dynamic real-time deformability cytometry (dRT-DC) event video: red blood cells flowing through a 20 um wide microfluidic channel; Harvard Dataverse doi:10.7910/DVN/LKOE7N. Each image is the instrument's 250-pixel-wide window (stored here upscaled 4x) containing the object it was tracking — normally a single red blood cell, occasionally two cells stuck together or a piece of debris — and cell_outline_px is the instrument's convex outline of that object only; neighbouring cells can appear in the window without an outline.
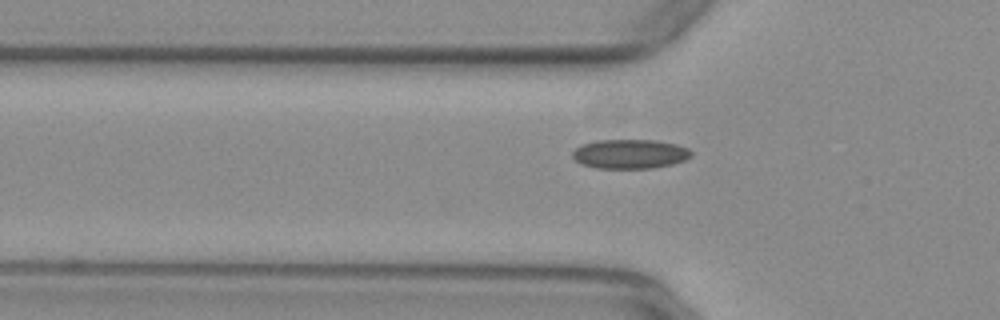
{"species": "common noctule bat (a hibernating species)", "species_latin": "Nyctalus noctula", "temperature_condition": "warm", "stored_images_in_passage": 33, "camera_frame_rate_fps": 3000, "um_per_image_px": 0.085, "animal": {"sex": "female", "body_mass_g": 29.2, "forearm_length_mm": 56.3}, "frame": {"image": 1, "passage_image": 3, "time_ms": 0.667, "image_size_px": [1000, 320], "cell_outline_px": [[692, 156], [684, 160], [672, 164], [652, 168], [596, 168], [580, 164], [572, 156], [572, 152], [580, 144], [596, 140], [656, 140], [676, 144], [688, 148], [692, 152]], "centroid_in_image_um": [53.53, 13.08], "position_along_channel_um": 72.3, "area_um2": 20.4}}
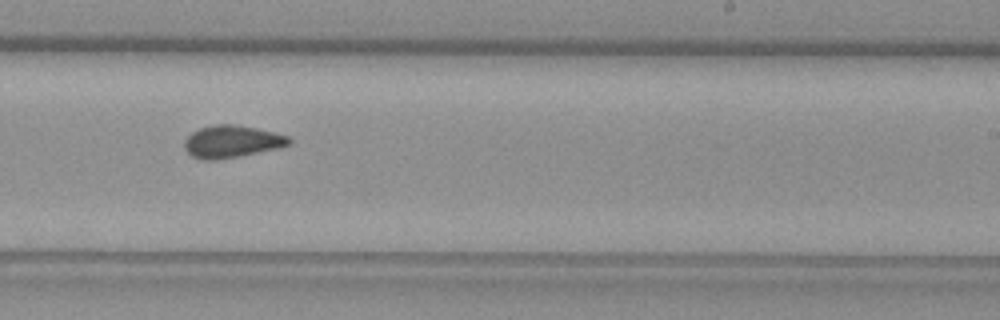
{"frame": {"image": 2, "passage_image": 18, "time_ms": 5.667, "image_size_px": [1000, 320], "cell_outline_px": [[292, 140], [288, 144], [276, 148], [236, 156], [212, 160], [204, 160], [192, 156], [184, 148], [184, 140], [192, 132], [200, 128], [216, 124], [236, 124], [256, 128], [288, 136]], "centroid_in_image_um": [19.65, 12.01], "position_along_channel_um": 269.3, "area_um2": 19.25}}
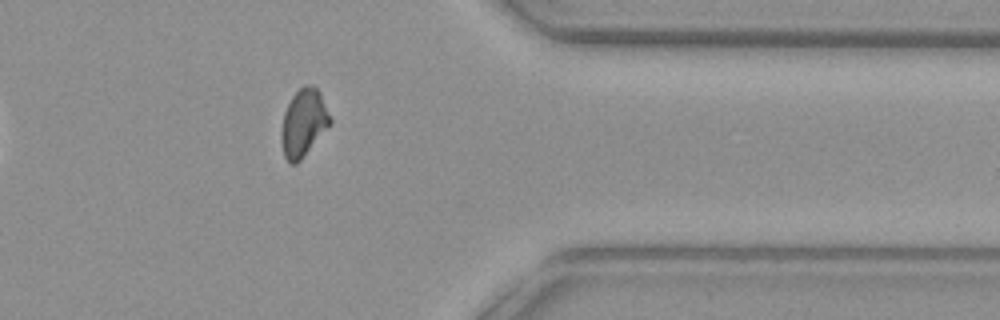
{"frame": {"image": 3, "passage_image": 28, "time_ms": 9.0, "image_size_px": [1000, 320], "cell_outline_px": [[332, 124], [300, 160], [296, 164], [292, 164], [284, 156], [280, 140], [280, 132], [284, 112], [292, 96], [304, 84], [312, 84], [320, 92], [332, 120]], "centroid_in_image_um": [25.8, 10.43], "position_along_channel_um": 385.6, "area_um2": 19.31}, "authors_computed_cell_mechanics": {"area_um2": 19.3052, "velocity_mm_per_s": 3.9342, "shape_relaxation_time_tau1_ms": null, "shape_relaxation_time_tau2_ms": 1.8358, "deformation_change_tau1": null, "deformation_change_tau2": 0.0579}}